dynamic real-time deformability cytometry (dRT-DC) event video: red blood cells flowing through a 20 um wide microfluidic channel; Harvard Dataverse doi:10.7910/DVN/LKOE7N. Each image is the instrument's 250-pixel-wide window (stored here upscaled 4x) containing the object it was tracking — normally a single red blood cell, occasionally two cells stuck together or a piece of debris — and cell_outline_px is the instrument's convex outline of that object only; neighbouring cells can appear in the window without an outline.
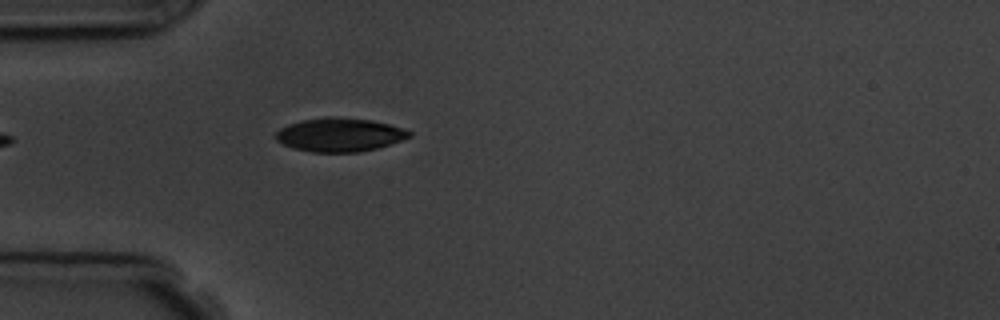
{"species": "common noctule bat (a hibernating species)", "species_latin": "Nyctalus noctula", "temperature_condition": "room temperature", "stored_images_in_passage": 2, "camera_frame_rate_fps": 3000, "um_per_image_px": 0.085, "animal": {"sex": "male", "body_mass_g": 19.5, "forearm_length_mm": 54.6}, "frame": {"image": 1, "passage_image": 2, "time_ms": 1.333, "image_size_px": [1000, 320], "cell_outline_px": [[412, 136], [376, 148], [360, 152], [312, 152], [292, 148], [276, 140], [276, 132], [280, 128], [288, 124], [300, 120], [324, 116], [336, 116], [372, 120], [388, 124], [412, 132]], "centroid_in_image_um": [28.82, 11.44], "position_along_channel_um": 56.2, "area_um2": 26.18}}